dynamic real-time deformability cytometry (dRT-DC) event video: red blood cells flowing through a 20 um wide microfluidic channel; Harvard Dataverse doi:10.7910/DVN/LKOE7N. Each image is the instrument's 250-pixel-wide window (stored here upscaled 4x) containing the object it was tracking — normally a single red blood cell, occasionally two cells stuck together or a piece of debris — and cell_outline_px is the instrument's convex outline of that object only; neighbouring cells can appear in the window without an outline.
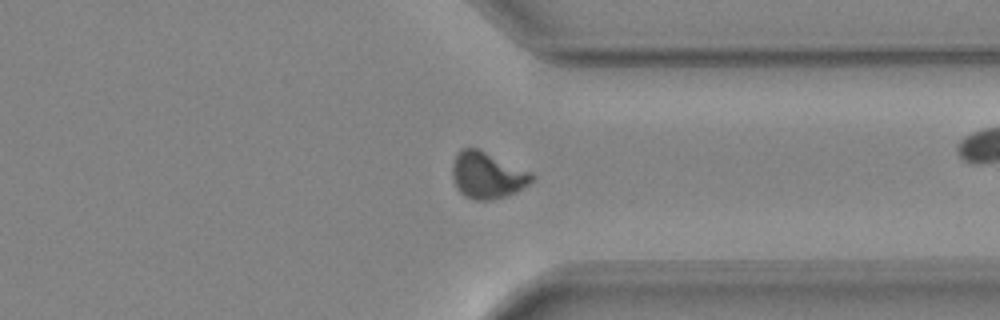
{"species": "common noctule bat (a hibernating species)", "species_latin": "Nyctalus noctula", "temperature_condition": "warm", "stored_images_in_passage": 39, "camera_frame_rate_fps": 3000, "um_per_image_px": 0.085, "animal": {"sex": "female", "body_mass_g": 24.6, "forearm_length_mm": 56.2}, "frame": {"image": 1, "passage_image": 27, "time_ms": 8.667, "image_size_px": [1000, 320], "cell_outline_px": [[536, 180], [516, 192], [492, 200], [472, 200], [464, 196], [456, 188], [452, 176], [452, 164], [456, 152], [460, 148], [476, 148], [532, 172], [536, 176]], "centroid_in_image_um": [41.42, 14.9], "position_along_channel_um": 370.0, "area_um2": 21.79}, "authors_computed_cell_mechanics": {"area_um2": 21.2126, "velocity_mm_per_s": 4.326, "shape_relaxation_time_tau1_ms": 8.1016, "shape_relaxation_time_tau2_ms": 0.9549, "deformation_change_tau1": 0.2345, "deformation_change_tau2": 0.038}}